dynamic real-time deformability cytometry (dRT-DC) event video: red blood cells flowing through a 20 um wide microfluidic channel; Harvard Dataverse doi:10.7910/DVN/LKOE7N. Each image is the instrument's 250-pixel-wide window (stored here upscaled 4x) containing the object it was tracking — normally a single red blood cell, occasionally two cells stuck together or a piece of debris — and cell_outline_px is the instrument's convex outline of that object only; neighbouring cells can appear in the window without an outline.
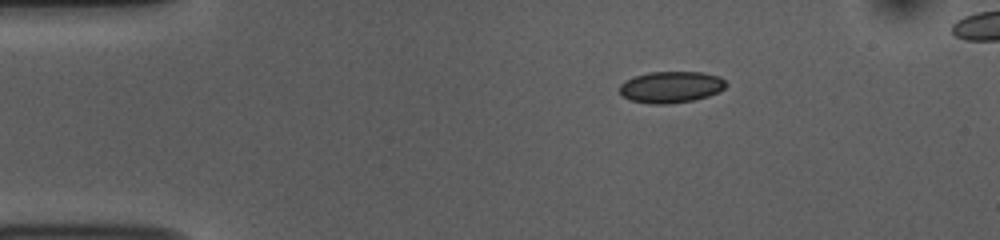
{"species": "common noctule bat (a hibernating species)", "species_latin": "Nyctalus noctula", "temperature_condition": "room temperature", "stored_images_in_passage": 44, "camera_frame_rate_fps": 3000, "um_per_image_px": 0.085, "animal": {"sex": "female", "body_mass_g": 10.0, "forearm_length_mm": 53.1}, "frame": {"image": 1, "passage_image": 1, "time_ms": 0.0, "image_size_px": [1000, 240], "cell_outline_px": [[728, 84], [724, 88], [708, 96], [692, 100], [668, 104], [648, 104], [632, 100], [624, 96], [620, 92], [620, 84], [624, 80], [648, 72], [704, 72], [720, 76]], "centroid_in_image_um": [57.04, 7.39], "position_along_channel_um": 28.0, "area_um2": 19.48}}
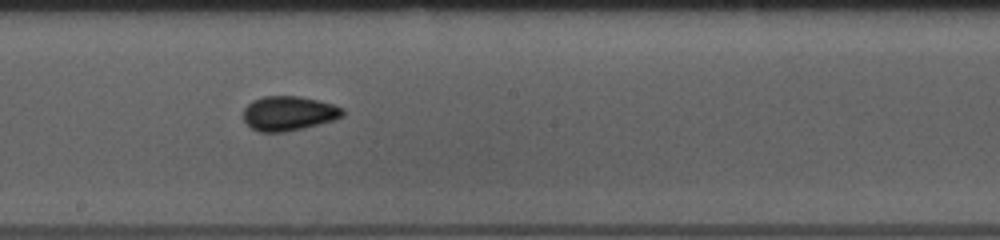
{"frame": {"image": 2, "passage_image": 21, "time_ms": 6.667, "image_size_px": [1000, 240], "cell_outline_px": [[344, 116], [332, 120], [304, 128], [284, 132], [260, 132], [252, 128], [244, 120], [244, 108], [252, 100], [264, 96], [300, 96], [332, 104], [344, 108]], "centroid_in_image_um": [24.53, 9.63], "position_along_channel_um": 223.7, "area_um2": 19.88}}
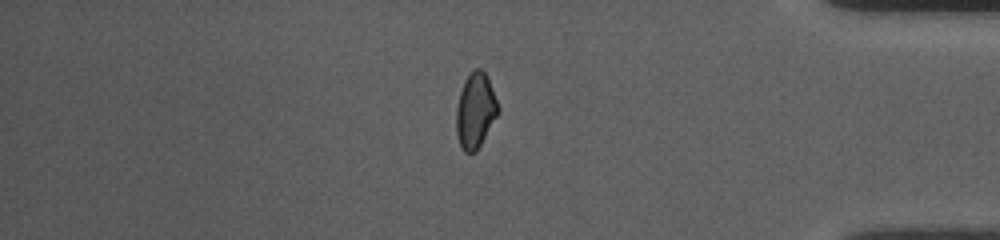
{"frame": {"image": 3, "passage_image": 37, "time_ms": 12.0, "image_size_px": [1000, 240], "cell_outline_px": [[500, 112], [476, 152], [464, 152], [460, 148], [456, 132], [456, 108], [460, 92], [464, 80], [476, 68], [480, 68], [488, 76], [500, 108]], "centroid_in_image_um": [40.42, 9.42], "position_along_channel_um": 394.8, "area_um2": 18.55}}